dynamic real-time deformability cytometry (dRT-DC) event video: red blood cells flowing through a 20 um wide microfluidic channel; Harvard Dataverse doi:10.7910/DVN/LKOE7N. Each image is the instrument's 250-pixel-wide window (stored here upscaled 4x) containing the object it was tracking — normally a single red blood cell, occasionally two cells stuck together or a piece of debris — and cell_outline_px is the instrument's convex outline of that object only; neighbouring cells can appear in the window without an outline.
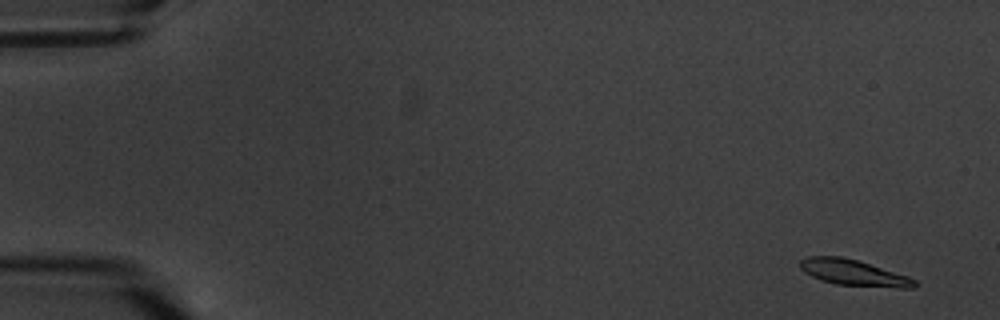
{"species": "common noctule bat (a hibernating species)", "species_latin": "Nyctalus noctula", "temperature_condition": "warm", "stored_images_in_passage": 6, "camera_frame_rate_fps": 3000, "um_per_image_px": 0.085, "animal": {"sex": "male", "body_mass_g": 20.1, "forearm_length_mm": 53.5}, "frame": {"image": 1, "passage_image": 1, "time_ms": 0.0, "image_size_px": [1000, 320], "cell_outline_px": [[920, 284], [916, 288], [900, 288], [836, 284], [820, 280], [804, 272], [800, 268], [800, 260], [808, 256], [840, 256], [860, 260], [908, 276], [916, 280]], "centroid_in_image_um": [72.6, 23.18], "position_along_channel_um": 12.4, "area_um2": 17.57}}
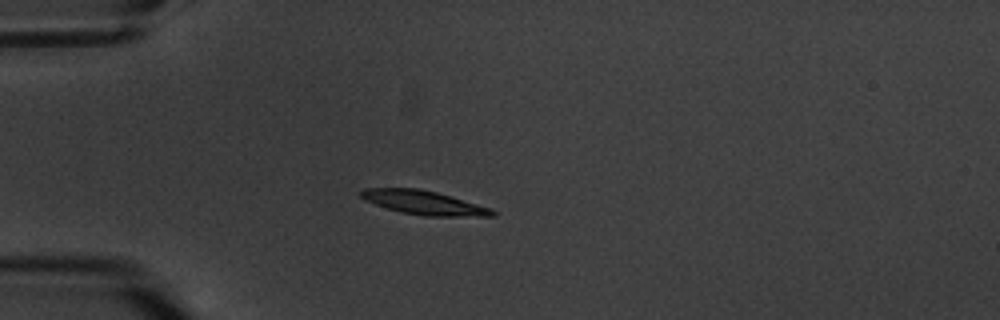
{"frame": {"image": 2, "passage_image": 5, "time_ms": 4.667, "image_size_px": [1000, 320], "cell_outline_px": [[496, 216], [424, 216], [400, 212], [376, 204], [360, 196], [356, 192], [364, 188], [420, 188], [436, 192], [492, 208], [496, 212]], "centroid_in_image_um": [36.03, 17.22], "position_along_channel_um": 49.0, "area_um2": 18.26}}